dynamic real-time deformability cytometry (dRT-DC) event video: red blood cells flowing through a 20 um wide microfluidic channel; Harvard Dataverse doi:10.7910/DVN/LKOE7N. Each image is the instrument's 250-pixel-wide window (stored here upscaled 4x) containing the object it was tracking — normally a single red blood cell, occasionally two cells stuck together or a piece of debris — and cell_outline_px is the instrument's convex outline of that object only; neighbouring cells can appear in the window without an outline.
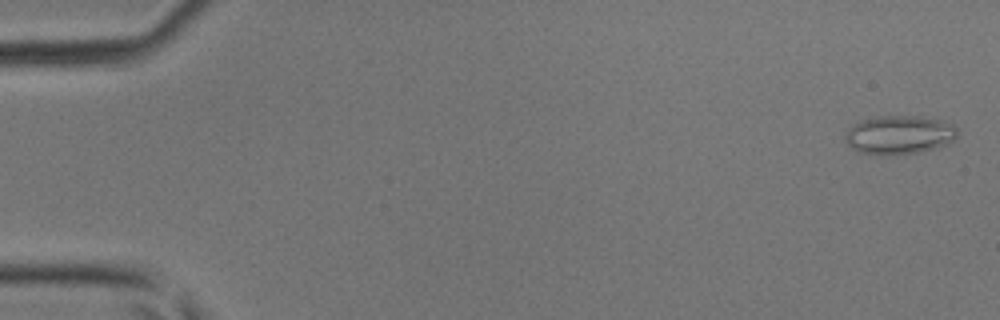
{"species": "common noctule bat (a hibernating species)", "species_latin": "Nyctalus noctula", "temperature_condition": "room temperature", "stored_images_in_passage": 44, "camera_frame_rate_fps": 3000, "um_per_image_px": 0.085, "animal": {"sex": "male", "body_mass_g": 17.9, "forearm_length_mm": 54.2}, "frame": {"image": 1, "passage_image": 2, "time_ms": 0.333, "image_size_px": [1000, 320], "cell_outline_px": [[956, 136], [948, 144], [916, 152], [860, 152], [852, 148], [844, 140], [844, 136], [848, 128], [860, 120], [884, 116], [920, 116], [940, 120], [952, 124], [956, 128]], "centroid_in_image_um": [76.42, 11.41], "position_along_channel_um": 8.6, "area_um2": 24.33}}
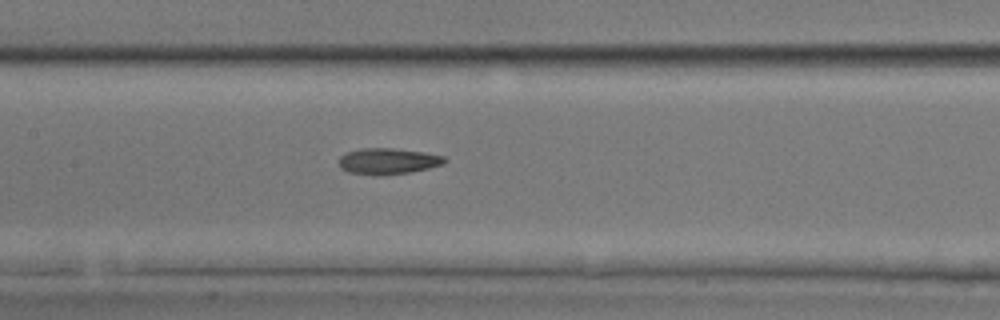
{"frame": {"image": 2, "passage_image": 22, "time_ms": 7.0, "image_size_px": [1000, 320], "cell_outline_px": [[448, 160], [444, 164], [412, 172], [376, 176], [348, 172], [340, 168], [340, 156], [348, 152], [360, 148], [392, 148], [424, 152], [444, 156]], "centroid_in_image_um": [32.99, 13.71], "position_along_channel_um": 174.4, "area_um2": 16.18}}
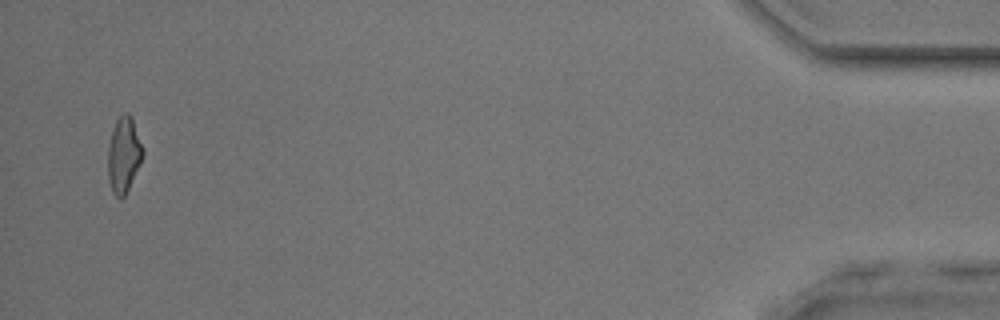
{"frame": {"image": 3, "passage_image": 43, "time_ms": 14.0, "image_size_px": [1000, 320], "cell_outline_px": [[144, 152], [140, 164], [124, 196], [120, 200], [112, 192], [108, 180], [108, 148], [112, 132], [116, 120], [124, 112], [128, 112], [132, 116], [144, 148]], "centroid_in_image_um": [10.53, 13.14], "position_along_channel_um": 424.7, "area_um2": 15.43}}